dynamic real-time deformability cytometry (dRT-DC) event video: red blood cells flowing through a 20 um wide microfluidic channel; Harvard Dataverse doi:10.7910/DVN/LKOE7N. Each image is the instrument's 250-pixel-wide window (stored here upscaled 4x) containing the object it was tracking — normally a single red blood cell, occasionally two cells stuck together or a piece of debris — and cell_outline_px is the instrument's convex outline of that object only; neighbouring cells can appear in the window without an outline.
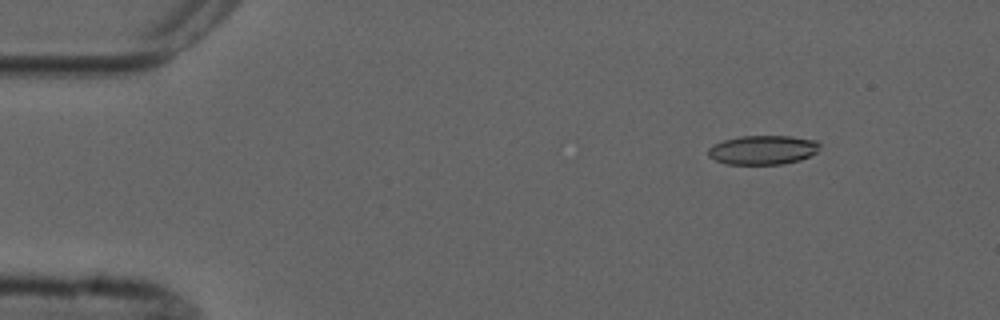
{"species": "common noctule bat (a hibernating species)", "species_latin": "Nyctalus noctula", "temperature_condition": "cold", "stored_images_in_passage": 5, "camera_frame_rate_fps": 3000, "um_per_image_px": 0.085, "animal": {"sex": "male", "forearm_length_mm": 52.5}, "frame": {"image": 1, "passage_image": 2, "time_ms": 2.0, "image_size_px": [1000, 320], "cell_outline_px": [[820, 148], [816, 152], [800, 160], [784, 164], [724, 164], [708, 156], [708, 148], [724, 140], [740, 136], [788, 136], [816, 140], [820, 144]], "centroid_in_image_um": [64.85, 12.75], "position_along_channel_um": 20.2, "area_um2": 18.9}}
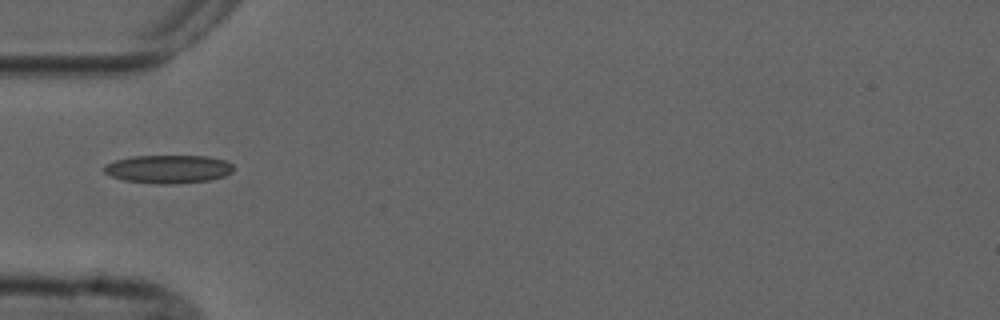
{"frame": {"image": 2, "passage_image": 5, "time_ms": 5.667, "image_size_px": [1000, 320], "cell_outline_px": [[232, 172], [224, 176], [208, 180], [172, 184], [152, 184], [124, 180], [112, 176], [104, 172], [104, 164], [116, 160], [132, 156], [208, 156], [224, 160], [232, 164]], "centroid_in_image_um": [14.28, 14.37], "position_along_channel_um": 70.7, "area_um2": 21.27}}